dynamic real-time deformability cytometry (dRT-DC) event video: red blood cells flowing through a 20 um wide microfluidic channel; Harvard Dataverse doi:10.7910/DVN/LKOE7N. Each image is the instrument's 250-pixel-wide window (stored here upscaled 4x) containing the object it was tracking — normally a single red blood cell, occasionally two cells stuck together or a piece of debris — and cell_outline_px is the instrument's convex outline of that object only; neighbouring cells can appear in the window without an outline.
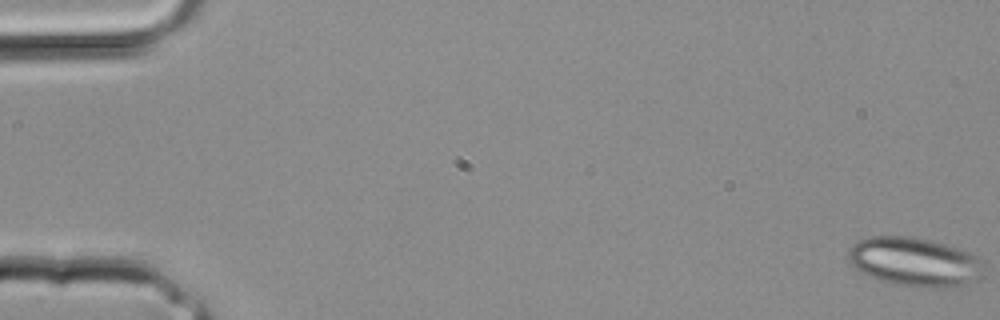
{"species": "common noctule bat (a hibernating species)", "species_latin": "Nyctalus noctula", "temperature_condition": "room temperature", "stored_images_in_passage": 21, "segment_of_instrument_passage": [1, 2], "camera_frame_rate_fps": 3000, "um_per_image_px": 0.085, "animal": {"sex": "male", "body_mass_g": 20.4}, "frame": {"image": 1, "passage_image": 1, "time_ms": 0.0, "image_size_px": [1000, 320], "cell_outline_px": [[984, 276], [980, 280], [956, 288], [916, 288], [892, 284], [868, 276], [860, 272], [848, 260], [848, 248], [856, 240], [872, 236], [912, 236], [932, 240], [980, 256], [984, 264]], "centroid_in_image_um": [77.79, 22.29], "position_along_channel_um": 7.2, "area_um2": 39.82}}